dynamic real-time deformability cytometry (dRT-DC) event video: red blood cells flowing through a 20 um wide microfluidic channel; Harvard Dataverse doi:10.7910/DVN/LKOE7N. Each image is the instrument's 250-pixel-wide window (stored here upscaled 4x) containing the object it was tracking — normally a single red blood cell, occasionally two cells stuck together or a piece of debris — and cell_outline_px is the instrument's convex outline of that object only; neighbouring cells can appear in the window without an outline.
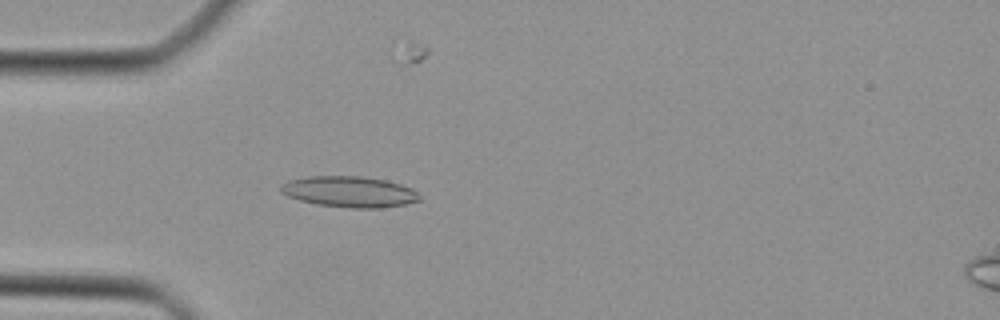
{"species": "Egyptian fruit bat (a non-hibernating species)", "species_latin": "Rousettus aegyptiacus", "temperature_condition": "cold", "stored_images_in_passage": 35, "camera_frame_rate_fps": 3000, "um_per_image_px": 0.085, "animal": {"sex": "female"}, "frame": {"image": 1, "passage_image": 3, "time_ms": 0.667, "image_size_px": [1000, 320], "cell_outline_px": [[420, 200], [404, 204], [380, 208], [352, 208], [316, 204], [300, 200], [288, 196], [280, 192], [280, 188], [288, 180], [308, 176], [360, 176], [388, 180], [412, 188], [420, 196]], "centroid_in_image_um": [29.7, 16.29], "position_along_channel_um": 55.3, "area_um2": 24.97}}
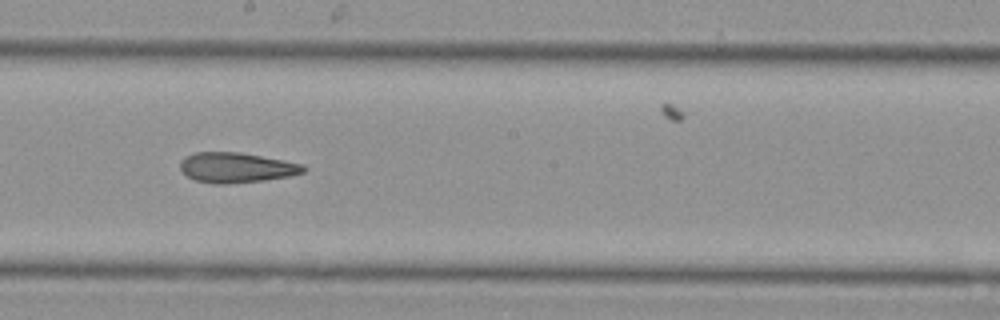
{"frame": {"image": 2, "passage_image": 15, "time_ms": 4.667, "image_size_px": [1000, 320], "cell_outline_px": [[308, 168], [304, 172], [288, 176], [264, 180], [228, 184], [212, 184], [196, 180], [188, 176], [180, 168], [180, 160], [184, 156], [196, 152], [240, 152], [284, 160], [304, 164]], "centroid_in_image_um": [20.1, 14.24], "position_along_channel_um": 228.1, "area_um2": 21.73}}
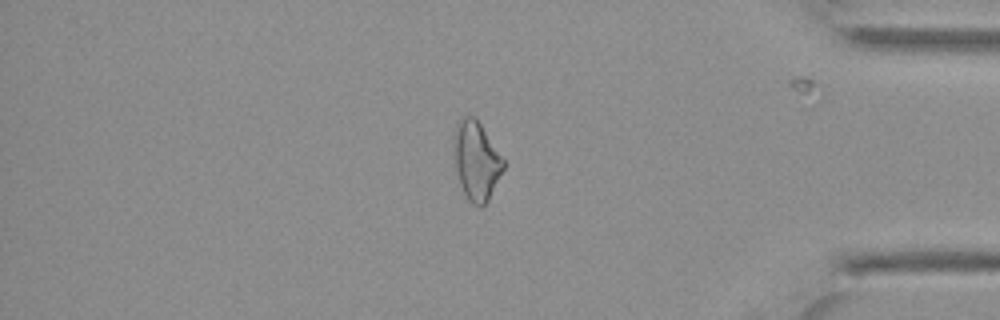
{"frame": {"image": 3, "passage_image": 28, "time_ms": 9.0, "image_size_px": [1000, 320], "cell_outline_px": [[504, 168], [488, 200], [480, 208], [472, 204], [468, 200], [460, 184], [456, 168], [452, 144], [452, 132], [456, 124], [464, 116], [472, 116], [480, 124], [504, 160]], "centroid_in_image_um": [40.45, 13.66], "position_along_channel_um": 394.8, "area_um2": 22.6}}